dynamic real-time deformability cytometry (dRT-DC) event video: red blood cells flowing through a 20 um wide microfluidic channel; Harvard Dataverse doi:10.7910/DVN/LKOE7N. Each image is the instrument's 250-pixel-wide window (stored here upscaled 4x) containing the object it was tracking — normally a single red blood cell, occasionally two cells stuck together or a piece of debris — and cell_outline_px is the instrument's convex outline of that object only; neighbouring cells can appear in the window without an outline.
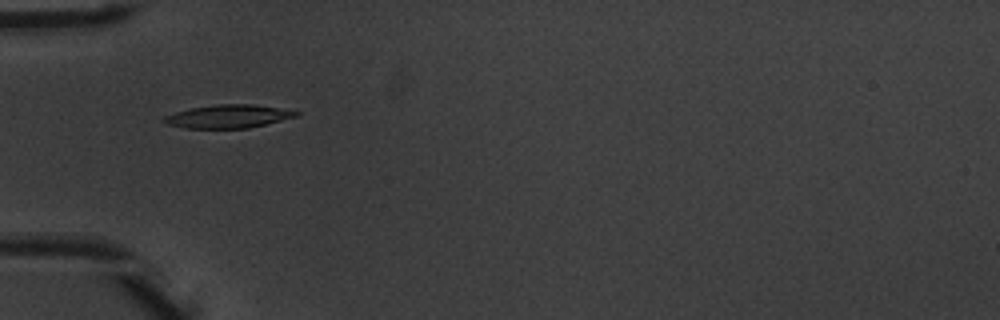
{"species": "common noctule bat (a hibernating species)", "species_latin": "Nyctalus noctula", "temperature_condition": "warm", "stored_images_in_passage": 45, "camera_frame_rate_fps": 3000, "um_per_image_px": 0.085, "animal": {"sex": "male", "body_mass_g": 20.1, "forearm_length_mm": 53.5}, "frame": {"image": 1, "passage_image": 10, "time_ms": 3.0, "image_size_px": [1000, 320], "cell_outline_px": [[300, 116], [248, 128], [184, 128], [168, 124], [160, 120], [164, 116], [176, 112], [192, 108], [216, 104], [252, 104], [300, 112]], "centroid_in_image_um": [19.38, 9.89], "position_along_channel_um": 65.6, "area_um2": 17.74}}
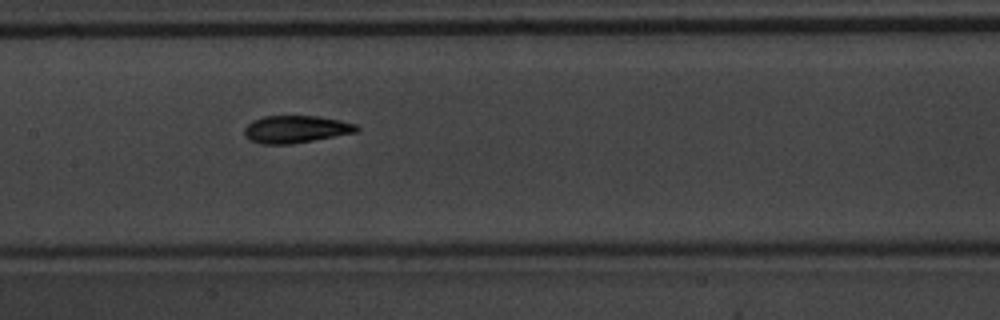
{"frame": {"image": 2, "passage_image": 19, "time_ms": 6.0, "image_size_px": [1000, 320], "cell_outline_px": [[360, 128], [356, 132], [312, 140], [288, 144], [260, 144], [244, 136], [244, 128], [252, 120], [264, 116], [316, 116], [340, 120], [356, 124]], "centroid_in_image_um": [25.12, 10.97], "position_along_channel_um": 182.3, "area_um2": 17.74}}
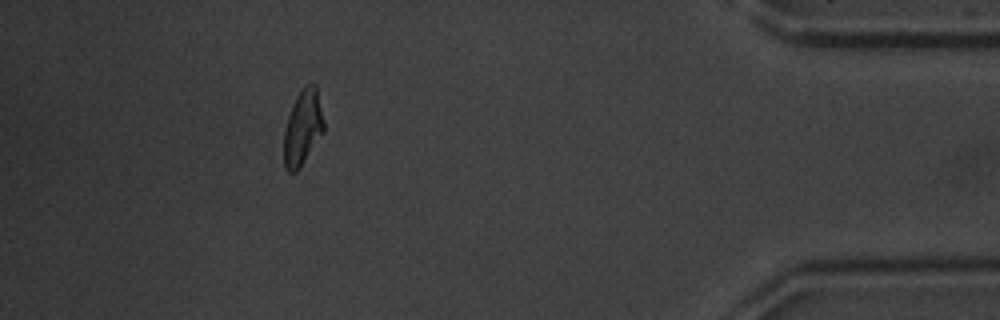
{"frame": {"image": 3, "passage_image": 40, "time_ms": 13.0, "image_size_px": [1000, 320], "cell_outline_px": [[324, 132], [300, 168], [296, 172], [288, 172], [284, 168], [284, 132], [288, 116], [292, 104], [296, 96], [308, 84], [316, 84], [324, 120]], "centroid_in_image_um": [25.74, 10.88], "position_along_channel_um": 409.5, "area_um2": 17.57}, "authors_computed_cell_mechanics": {"area_um2": 17.7446, "velocity_mm_per_s": 3.9309, "shape_relaxation_time_tau1_ms": 2.718, "shape_relaxation_time_tau2_ms": 1.8955, "deformation_change_tau1": 0.1993, "deformation_change_tau2": 0.0775}}